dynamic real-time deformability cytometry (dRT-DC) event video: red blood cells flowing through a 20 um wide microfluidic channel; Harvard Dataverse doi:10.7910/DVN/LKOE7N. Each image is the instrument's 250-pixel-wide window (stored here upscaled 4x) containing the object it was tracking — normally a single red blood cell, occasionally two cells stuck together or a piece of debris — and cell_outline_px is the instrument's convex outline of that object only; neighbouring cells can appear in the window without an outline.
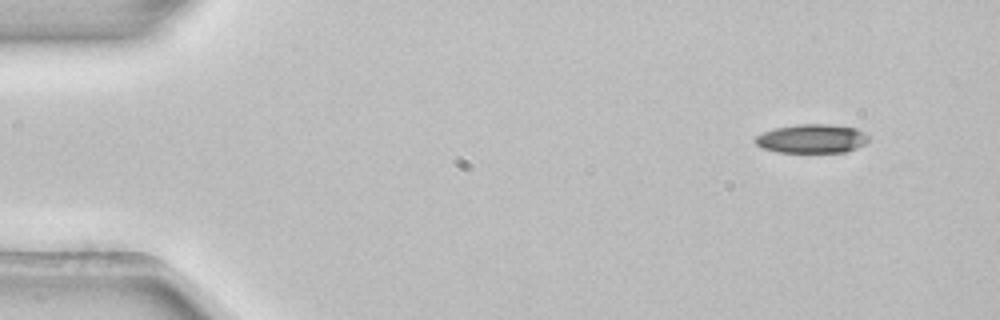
{"species": "common noctule bat (a hibernating species)", "species_latin": "Nyctalus noctula", "temperature_condition": "room temperature", "stored_images_in_passage": 4, "camera_frame_rate_fps": 3000, "um_per_image_px": 0.085, "animal": {"sex": "female", "body_mass_g": 22.7, "forearm_length_mm": 54.2}, "frame": {"image": 1, "passage_image": 1, "time_ms": 0.0, "image_size_px": [1000, 320], "cell_outline_px": [[868, 140], [864, 144], [856, 148], [844, 152], [776, 152], [764, 148], [756, 144], [756, 136], [772, 128], [800, 124], [828, 124], [856, 128], [864, 132], [868, 136]], "centroid_in_image_um": [69.01, 11.78], "position_along_channel_um": 16.0, "area_um2": 18.96}}
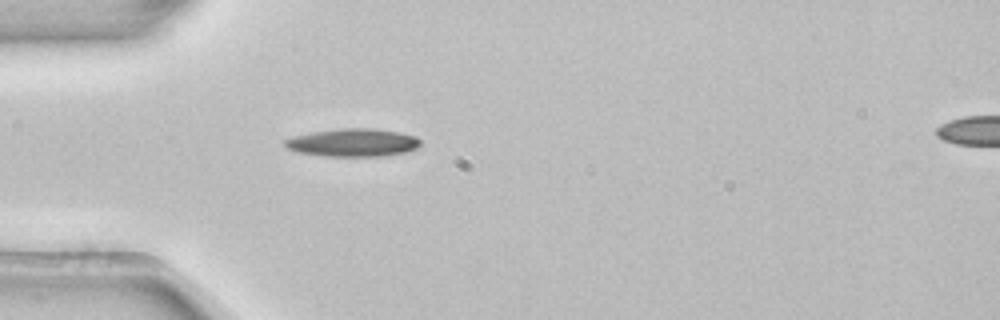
{"frame": {"image": 2, "passage_image": 4, "time_ms": 1.0, "image_size_px": [1000, 320], "cell_outline_px": [[420, 144], [416, 148], [408, 152], [384, 156], [328, 156], [300, 152], [288, 148], [284, 144], [284, 140], [292, 136], [312, 132], [336, 128], [372, 128], [396, 132], [416, 136], [420, 140]], "centroid_in_image_um": [30.01, 12.11], "position_along_channel_um": 55.0, "area_um2": 22.02}}